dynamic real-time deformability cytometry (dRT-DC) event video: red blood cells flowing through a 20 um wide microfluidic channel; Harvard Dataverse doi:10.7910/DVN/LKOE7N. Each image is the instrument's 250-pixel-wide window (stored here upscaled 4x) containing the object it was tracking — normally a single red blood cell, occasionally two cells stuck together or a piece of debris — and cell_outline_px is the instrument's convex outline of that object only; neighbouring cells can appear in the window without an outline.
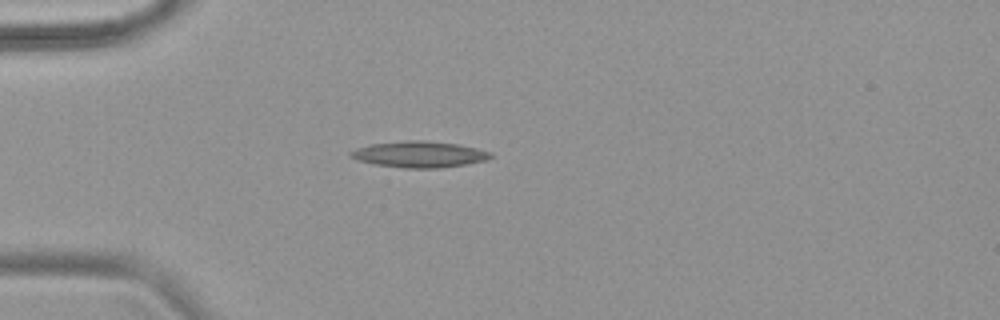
{"species": "common noctule bat (a hibernating species)", "species_latin": "Nyctalus noctula", "temperature_condition": "warm", "stored_images_in_passage": 40, "camera_frame_rate_fps": 3000, "um_per_image_px": 0.085, "animal": {"sex": "female", "body_mass_g": 18.4}, "frame": {"image": 1, "passage_image": 1, "time_ms": 0.0, "image_size_px": [1000, 320], "cell_outline_px": [[492, 156], [488, 160], [440, 168], [404, 168], [372, 164], [356, 160], [348, 156], [348, 152], [356, 148], [372, 144], [408, 140], [424, 140], [460, 144], [492, 152]], "centroid_in_image_um": [35.61, 13.12], "position_along_channel_um": 49.4, "area_um2": 21.56}}
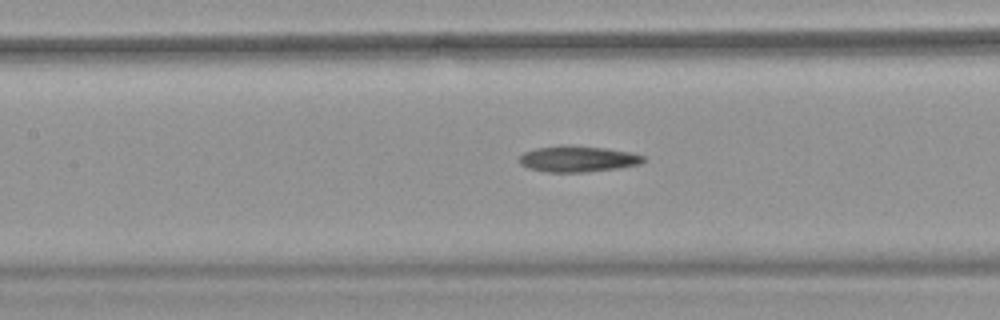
{"frame": {"image": 2, "passage_image": 11, "time_ms": 3.333, "image_size_px": [1000, 320], "cell_outline_px": [[644, 160], [640, 164], [616, 168], [584, 172], [548, 172], [528, 168], [520, 164], [520, 156], [524, 152], [536, 148], [560, 144], [568, 144], [608, 148], [632, 152], [644, 156]], "centroid_in_image_um": [49.1, 13.48], "position_along_channel_um": 158.3, "area_um2": 19.02}}
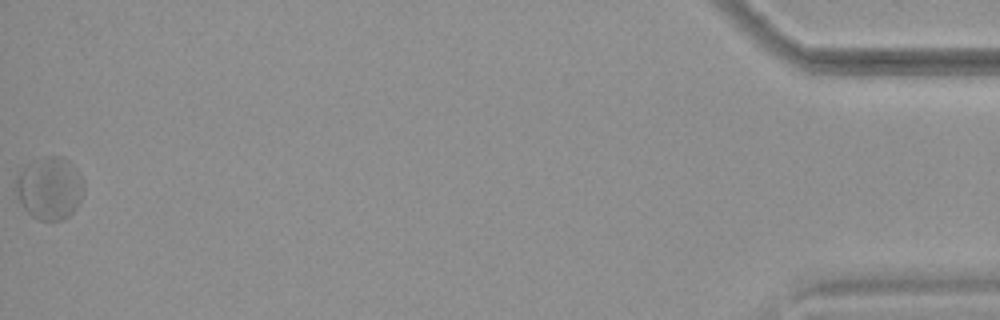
{"frame": {"image": 3, "passage_image": 40, "time_ms": 13.0, "image_size_px": [1000, 320], "cell_outline_px": [[84, 192], [76, 208], [64, 220], [40, 220], [32, 216], [24, 208], [16, 192], [16, 176], [32, 160], [40, 156], [64, 156], [72, 164], [84, 180]], "centroid_in_image_um": [4.24, 15.97], "position_along_channel_um": 431.0, "area_um2": 24.91}, "authors_computed_cell_mechanics": {"area_um2": 20.2589, "velocity_mm_per_s": 3.7775, "shape_relaxation_time_tau1_ms": null, "shape_relaxation_time_tau2_ms": 2.8548, "deformation_change_tau1": null, "deformation_change_tau2": 0.0872}}